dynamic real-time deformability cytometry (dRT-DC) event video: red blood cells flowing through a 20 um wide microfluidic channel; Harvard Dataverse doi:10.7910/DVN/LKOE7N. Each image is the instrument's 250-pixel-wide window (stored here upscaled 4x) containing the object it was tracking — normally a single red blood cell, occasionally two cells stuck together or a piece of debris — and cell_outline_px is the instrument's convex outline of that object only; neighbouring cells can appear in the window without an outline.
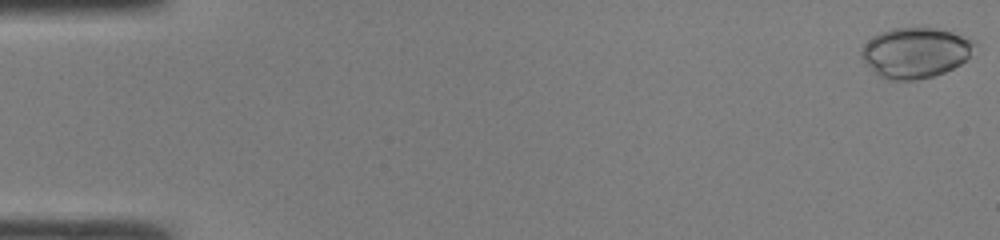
{"species": "common noctule bat (a hibernating species)", "species_latin": "Nyctalus noctula", "temperature_condition": "room temperature", "stored_images_in_passage": 48, "camera_frame_rate_fps": 3000, "um_per_image_px": 0.085, "animal": {"sex": "male", "body_mass_g": 19.0, "forearm_length_mm": 50.8}, "frame": {"image": 1, "passage_image": 1, "time_ms": 0.0, "image_size_px": [1000, 240], "cell_outline_px": [[976, 44], [968, 56], [960, 64], [944, 72], [932, 76], [916, 80], [888, 80], [880, 76], [860, 56], [860, 52], [864, 44], [872, 36], [880, 32], [892, 28], [936, 28], [952, 32], [976, 40]], "centroid_in_image_um": [77.8, 4.46], "position_along_channel_um": 7.2, "area_um2": 33.0}}